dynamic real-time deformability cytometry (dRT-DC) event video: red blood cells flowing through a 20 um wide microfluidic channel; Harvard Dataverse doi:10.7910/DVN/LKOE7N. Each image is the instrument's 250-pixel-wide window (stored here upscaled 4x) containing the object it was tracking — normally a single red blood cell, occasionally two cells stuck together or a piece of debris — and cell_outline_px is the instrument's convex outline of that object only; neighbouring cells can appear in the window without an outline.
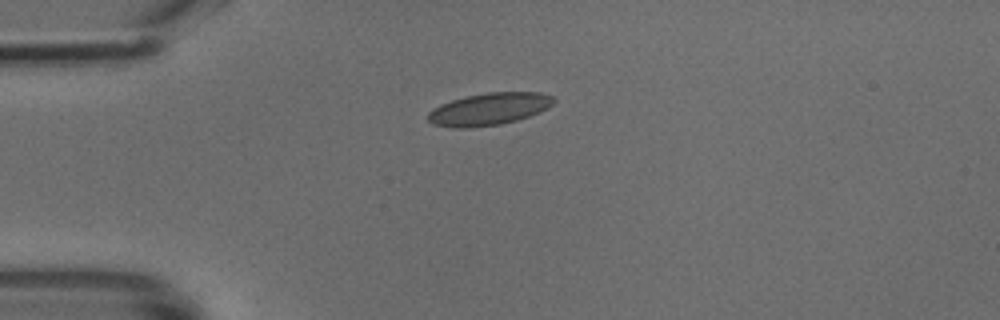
{"species": "common noctule bat (a hibernating species)", "species_latin": "Nyctalus noctula", "temperature_condition": "cold", "stored_images_in_passage": 38, "camera_frame_rate_fps": 3000, "um_per_image_px": 0.085, "animal": {"sex": "male", "body_mass_g": 18.8}, "frame": {"image": 1, "passage_image": 1, "time_ms": 0.0, "image_size_px": [1000, 320], "cell_outline_px": [[556, 100], [548, 108], [540, 112], [516, 120], [500, 124], [472, 128], [452, 128], [432, 124], [428, 120], [428, 112], [432, 108], [440, 104], [464, 96], [488, 92], [540, 92], [552, 96]], "centroid_in_image_um": [41.54, 9.27], "position_along_channel_um": 43.5, "area_um2": 23.81}}
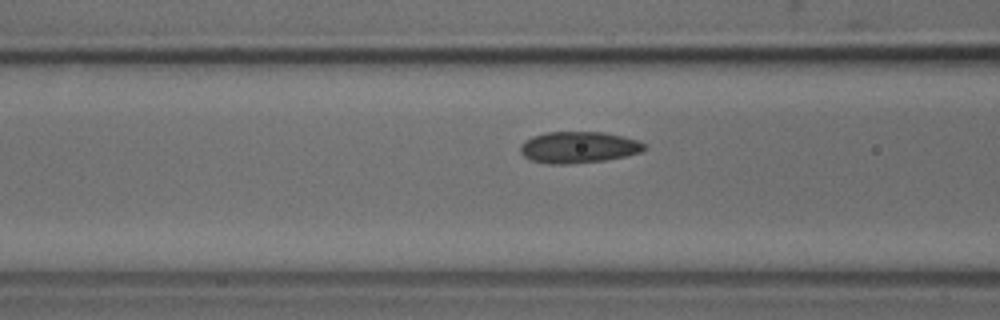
{"frame": {"image": 2, "passage_image": 8, "time_ms": 2.333, "image_size_px": [1000, 320], "cell_outline_px": [[648, 148], [640, 152], [624, 156], [604, 160], [568, 164], [548, 164], [532, 160], [524, 156], [520, 152], [520, 144], [524, 140], [532, 136], [544, 132], [604, 132], [624, 136], [636, 140], [644, 144]], "centroid_in_image_um": [49.14, 12.51], "position_along_channel_um": 117.5, "area_um2": 22.77}}
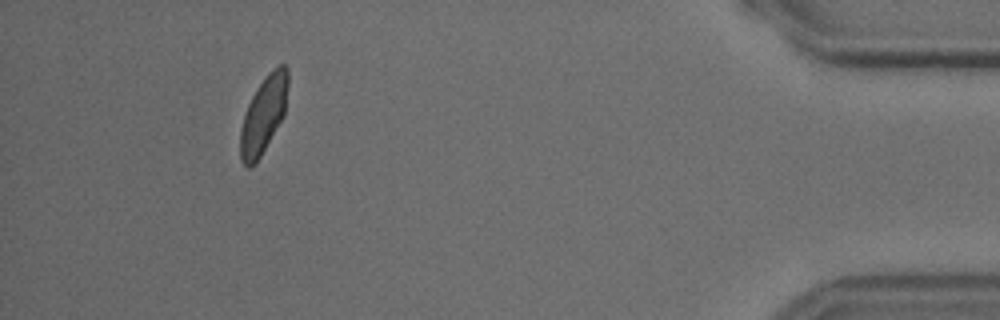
{"frame": {"image": 3, "passage_image": 34, "time_ms": 11.0, "image_size_px": [1000, 320], "cell_outline_px": [[288, 84], [284, 116], [260, 156], [248, 168], [240, 160], [240, 132], [244, 116], [248, 104], [256, 88], [268, 72], [272, 68], [280, 64], [284, 64], [288, 68]], "centroid_in_image_um": [22.41, 9.7], "position_along_channel_um": 412.8, "area_um2": 21.15}}